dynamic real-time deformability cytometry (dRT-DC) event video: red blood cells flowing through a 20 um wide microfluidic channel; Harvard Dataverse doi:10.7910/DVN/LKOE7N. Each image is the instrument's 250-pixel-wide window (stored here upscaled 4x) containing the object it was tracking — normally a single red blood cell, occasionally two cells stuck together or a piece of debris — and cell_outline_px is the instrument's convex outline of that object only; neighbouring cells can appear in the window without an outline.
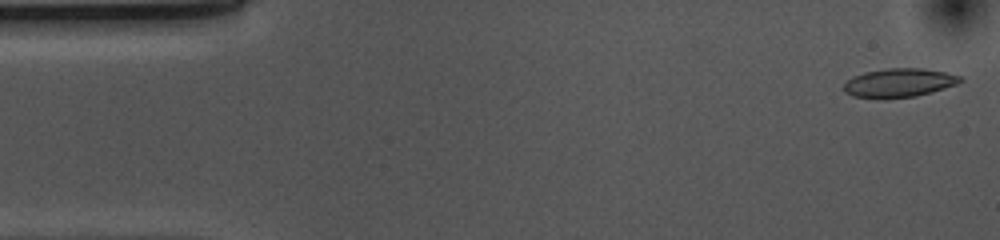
{"species": "common noctule bat (a hibernating species)", "species_latin": "Nyctalus noctula", "temperature_condition": "cold", "stored_images_in_passage": 52, "camera_frame_rate_fps": 3000, "um_per_image_px": 0.085, "animal": {"sex": "female", "body_mass_g": 10.0, "forearm_length_mm": 53.1}, "frame": {"image": 1, "passage_image": 1, "time_ms": 0.0, "image_size_px": [1000, 240], "cell_outline_px": [[964, 80], [956, 84], [916, 96], [884, 100], [880, 100], [852, 96], [844, 92], [844, 84], [852, 76], [864, 72], [888, 68], [924, 68], [944, 72], [960, 76]], "centroid_in_image_um": [76.36, 7.06], "position_along_channel_um": 8.6, "area_um2": 19.77}}
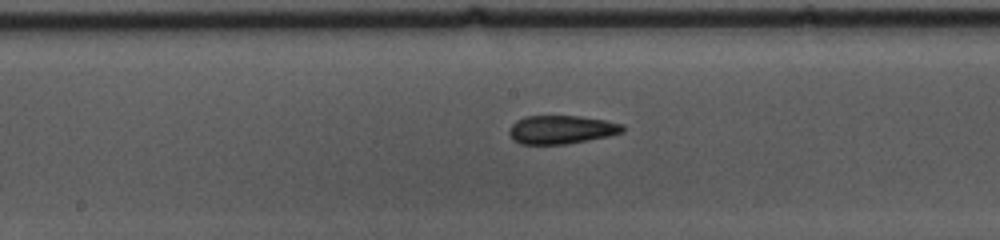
{"frame": {"image": 2, "passage_image": 25, "time_ms": 8.0, "image_size_px": [1000, 240], "cell_outline_px": [[624, 132], [608, 136], [588, 140], [564, 144], [520, 144], [512, 140], [508, 132], [512, 124], [516, 120], [524, 116], [580, 116], [604, 120], [624, 124]], "centroid_in_image_um": [47.7, 11.01], "position_along_channel_um": 200.5, "area_um2": 18.9}}
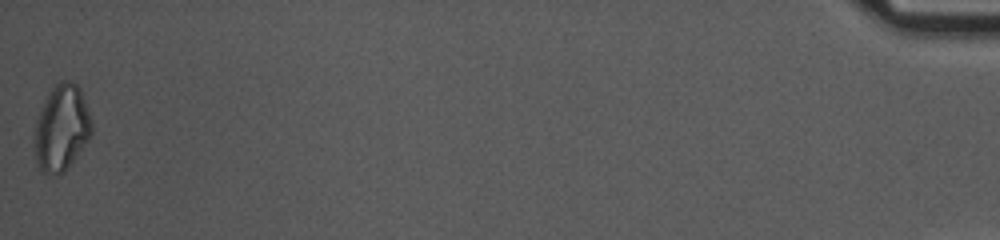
{"frame": {"image": 3, "passage_image": 52, "time_ms": 17.0, "image_size_px": [1000, 240], "cell_outline_px": [[92, 132], [88, 140], [64, 172], [48, 176], [40, 172], [36, 164], [32, 148], [32, 144], [36, 120], [44, 100], [52, 88], [60, 80], [72, 80], [80, 88], [92, 120]], "centroid_in_image_um": [5.19, 10.91], "position_along_channel_um": 430.0, "area_um2": 29.25}, "authors_computed_cell_mechanics": {"area_um2": 19.4497, "velocity_mm_per_s": 3.701, "shape_relaxation_time_tau1_ms": 3.2781, "shape_relaxation_time_tau2_ms": 2.809, "deformation_change_tau1": 0.1126, "deformation_change_tau2": 0.0871}}